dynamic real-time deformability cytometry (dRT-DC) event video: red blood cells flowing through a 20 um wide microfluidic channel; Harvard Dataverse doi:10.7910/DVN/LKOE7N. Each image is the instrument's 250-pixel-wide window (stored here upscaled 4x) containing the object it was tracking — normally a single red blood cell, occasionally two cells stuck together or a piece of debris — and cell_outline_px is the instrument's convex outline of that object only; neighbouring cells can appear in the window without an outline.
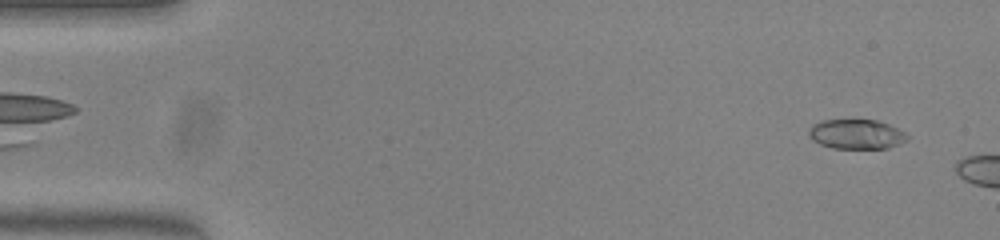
{"species": "common noctule bat (a hibernating species)", "species_latin": "Nyctalus noctula", "temperature_condition": "warm", "stored_images_in_passage": 7, "camera_frame_rate_fps": 3000, "um_per_image_px": 0.085, "animal": {"sex": "female", "body_mass_g": 23.0, "forearm_length_mm": 53.4}, "frame": {"image": 1, "passage_image": 3, "time_ms": 0.667, "image_size_px": [1000, 240], "cell_outline_px": [[908, 140], [900, 144], [888, 148], [832, 148], [820, 144], [812, 140], [808, 136], [808, 132], [812, 124], [820, 120], [876, 120], [888, 124], [904, 132], [908, 136]], "centroid_in_image_um": [72.77, 11.41], "position_along_channel_um": 12.2, "area_um2": 17.05}}